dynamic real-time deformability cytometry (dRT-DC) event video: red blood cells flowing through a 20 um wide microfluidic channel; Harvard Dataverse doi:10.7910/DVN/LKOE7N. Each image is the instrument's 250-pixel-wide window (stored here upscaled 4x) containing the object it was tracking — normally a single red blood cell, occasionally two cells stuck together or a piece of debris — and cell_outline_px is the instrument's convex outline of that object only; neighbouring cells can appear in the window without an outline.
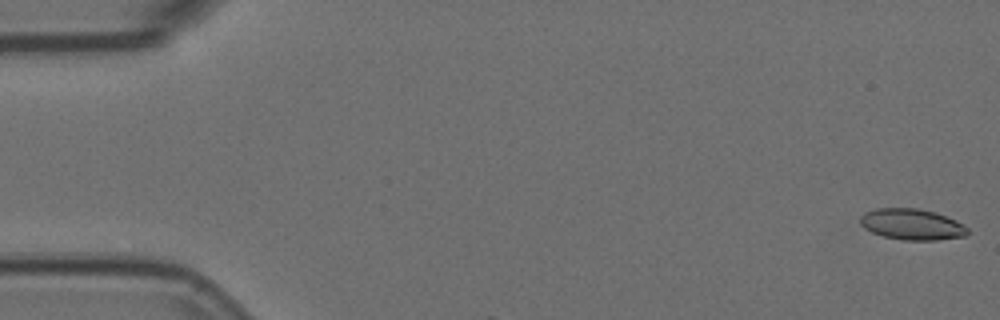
{"species": "Egyptian fruit bat (a non-hibernating species)", "species_latin": "Rousettus aegyptiacus", "temperature_condition": "room temperature", "stored_images_in_passage": 3, "camera_frame_rate_fps": 3000, "um_per_image_px": 0.085, "animal": {"sex": "female"}, "frame": {"image": 1, "passage_image": 1, "time_ms": 0.0, "image_size_px": [1000, 320], "cell_outline_px": [[968, 232], [964, 236], [936, 240], [904, 240], [884, 236], [872, 232], [864, 228], [860, 224], [860, 216], [864, 212], [876, 208], [920, 208], [936, 212], [956, 220], [968, 228]], "centroid_in_image_um": [77.49, 19.06], "position_along_channel_um": 7.5, "area_um2": 19.48}}